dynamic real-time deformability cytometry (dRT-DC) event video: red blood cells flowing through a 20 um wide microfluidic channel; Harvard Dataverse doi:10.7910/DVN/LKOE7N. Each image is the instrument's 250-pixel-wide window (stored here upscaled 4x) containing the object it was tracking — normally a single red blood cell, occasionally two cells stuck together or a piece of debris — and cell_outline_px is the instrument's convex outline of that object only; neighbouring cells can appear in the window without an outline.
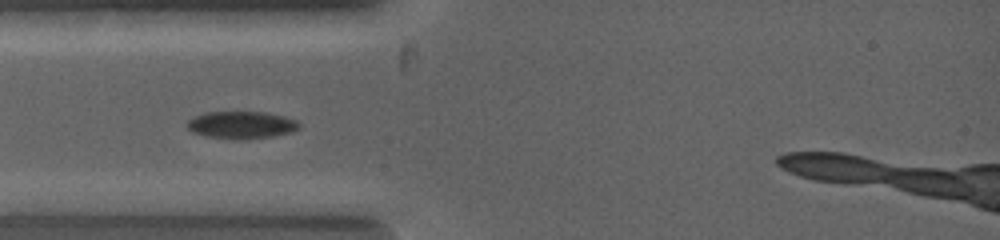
{"species": "common noctule bat (a hibernating species)", "species_latin": "Nyctalus noctula", "temperature_condition": "warm", "stored_images_in_passage": 3, "camera_frame_rate_fps": 5000, "um_per_image_px": 0.085, "animal": {"sex": "female", "body_mass_g": 19.0, "forearm_length_mm": 53.3}, "frame": {"image": 1, "passage_image": 2, "time_ms": 0.6, "image_size_px": [1000, 240], "cell_outline_px": [[300, 128], [292, 132], [272, 136], [204, 136], [192, 132], [184, 124], [188, 120], [204, 112], [264, 112], [284, 116], [296, 120], [300, 124]], "centroid_in_image_um": [20.51, 10.56], "position_along_channel_um": 64.5, "area_um2": 16.99}}